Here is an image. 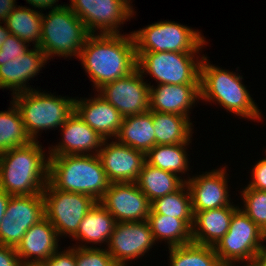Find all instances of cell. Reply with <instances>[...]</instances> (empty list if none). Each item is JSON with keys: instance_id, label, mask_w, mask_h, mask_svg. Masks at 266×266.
<instances>
[{"instance_id": "1", "label": "cell", "mask_w": 266, "mask_h": 266, "mask_svg": "<svg viewBox=\"0 0 266 266\" xmlns=\"http://www.w3.org/2000/svg\"><path fill=\"white\" fill-rule=\"evenodd\" d=\"M77 59L96 93L105 84L124 78L137 69L133 34H90Z\"/></svg>"}, {"instance_id": "2", "label": "cell", "mask_w": 266, "mask_h": 266, "mask_svg": "<svg viewBox=\"0 0 266 266\" xmlns=\"http://www.w3.org/2000/svg\"><path fill=\"white\" fill-rule=\"evenodd\" d=\"M235 71L211 64L207 54H204L200 64V100L206 104H218L228 113L238 116V119L258 123L263 121L264 114L244 85L239 67Z\"/></svg>"}, {"instance_id": "3", "label": "cell", "mask_w": 266, "mask_h": 266, "mask_svg": "<svg viewBox=\"0 0 266 266\" xmlns=\"http://www.w3.org/2000/svg\"><path fill=\"white\" fill-rule=\"evenodd\" d=\"M42 146L40 141H31L25 146L0 154L2 190L10 195H34L43 192L48 183L49 151Z\"/></svg>"}, {"instance_id": "4", "label": "cell", "mask_w": 266, "mask_h": 266, "mask_svg": "<svg viewBox=\"0 0 266 266\" xmlns=\"http://www.w3.org/2000/svg\"><path fill=\"white\" fill-rule=\"evenodd\" d=\"M48 182L64 192L80 193L100 201L110 181L98 155H49Z\"/></svg>"}, {"instance_id": "5", "label": "cell", "mask_w": 266, "mask_h": 266, "mask_svg": "<svg viewBox=\"0 0 266 266\" xmlns=\"http://www.w3.org/2000/svg\"><path fill=\"white\" fill-rule=\"evenodd\" d=\"M11 96L32 141H38L43 131L58 130L75 111V97L42 92L38 87Z\"/></svg>"}, {"instance_id": "6", "label": "cell", "mask_w": 266, "mask_h": 266, "mask_svg": "<svg viewBox=\"0 0 266 266\" xmlns=\"http://www.w3.org/2000/svg\"><path fill=\"white\" fill-rule=\"evenodd\" d=\"M89 35L85 24L68 5L52 8L42 14L39 48L50 61L57 56L77 59Z\"/></svg>"}, {"instance_id": "7", "label": "cell", "mask_w": 266, "mask_h": 266, "mask_svg": "<svg viewBox=\"0 0 266 266\" xmlns=\"http://www.w3.org/2000/svg\"><path fill=\"white\" fill-rule=\"evenodd\" d=\"M132 34L136 52L201 53L209 44L201 30L170 20L157 21Z\"/></svg>"}, {"instance_id": "8", "label": "cell", "mask_w": 266, "mask_h": 266, "mask_svg": "<svg viewBox=\"0 0 266 266\" xmlns=\"http://www.w3.org/2000/svg\"><path fill=\"white\" fill-rule=\"evenodd\" d=\"M201 53L136 52L137 69L159 84H199Z\"/></svg>"}, {"instance_id": "9", "label": "cell", "mask_w": 266, "mask_h": 266, "mask_svg": "<svg viewBox=\"0 0 266 266\" xmlns=\"http://www.w3.org/2000/svg\"><path fill=\"white\" fill-rule=\"evenodd\" d=\"M45 218L55 228L59 238H72L86 213L98 202L85 194L55 189L49 182L43 192Z\"/></svg>"}, {"instance_id": "10", "label": "cell", "mask_w": 266, "mask_h": 266, "mask_svg": "<svg viewBox=\"0 0 266 266\" xmlns=\"http://www.w3.org/2000/svg\"><path fill=\"white\" fill-rule=\"evenodd\" d=\"M70 9L90 34H121L123 24L137 14L131 0H69ZM99 30V31H98Z\"/></svg>"}, {"instance_id": "11", "label": "cell", "mask_w": 266, "mask_h": 266, "mask_svg": "<svg viewBox=\"0 0 266 266\" xmlns=\"http://www.w3.org/2000/svg\"><path fill=\"white\" fill-rule=\"evenodd\" d=\"M264 232L240 209L232 215L228 232L213 247L220 262L251 260L266 247Z\"/></svg>"}, {"instance_id": "12", "label": "cell", "mask_w": 266, "mask_h": 266, "mask_svg": "<svg viewBox=\"0 0 266 266\" xmlns=\"http://www.w3.org/2000/svg\"><path fill=\"white\" fill-rule=\"evenodd\" d=\"M45 218L43 194L12 195L0 224V244L16 248L26 231Z\"/></svg>"}, {"instance_id": "13", "label": "cell", "mask_w": 266, "mask_h": 266, "mask_svg": "<svg viewBox=\"0 0 266 266\" xmlns=\"http://www.w3.org/2000/svg\"><path fill=\"white\" fill-rule=\"evenodd\" d=\"M154 245L157 246L151 226L144 220L117 222L105 248L118 266H129L133 260L135 263L142 259Z\"/></svg>"}, {"instance_id": "14", "label": "cell", "mask_w": 266, "mask_h": 266, "mask_svg": "<svg viewBox=\"0 0 266 266\" xmlns=\"http://www.w3.org/2000/svg\"><path fill=\"white\" fill-rule=\"evenodd\" d=\"M227 168L225 164L217 169L203 171L202 174L199 172V175L192 174L186 181L191 193L193 215L199 211L218 209L234 203L230 197V174Z\"/></svg>"}, {"instance_id": "15", "label": "cell", "mask_w": 266, "mask_h": 266, "mask_svg": "<svg viewBox=\"0 0 266 266\" xmlns=\"http://www.w3.org/2000/svg\"><path fill=\"white\" fill-rule=\"evenodd\" d=\"M136 69L130 75L102 86L97 93L112 104L123 117L149 110L150 84Z\"/></svg>"}, {"instance_id": "16", "label": "cell", "mask_w": 266, "mask_h": 266, "mask_svg": "<svg viewBox=\"0 0 266 266\" xmlns=\"http://www.w3.org/2000/svg\"><path fill=\"white\" fill-rule=\"evenodd\" d=\"M99 203L108 210L116 222L147 220L152 206L136 182L110 183Z\"/></svg>"}, {"instance_id": "17", "label": "cell", "mask_w": 266, "mask_h": 266, "mask_svg": "<svg viewBox=\"0 0 266 266\" xmlns=\"http://www.w3.org/2000/svg\"><path fill=\"white\" fill-rule=\"evenodd\" d=\"M97 155L110 183L136 182L146 162L144 152L116 139L104 140Z\"/></svg>"}, {"instance_id": "18", "label": "cell", "mask_w": 266, "mask_h": 266, "mask_svg": "<svg viewBox=\"0 0 266 266\" xmlns=\"http://www.w3.org/2000/svg\"><path fill=\"white\" fill-rule=\"evenodd\" d=\"M61 141L48 146L49 155H96L103 137L85 123L74 111L62 127Z\"/></svg>"}, {"instance_id": "19", "label": "cell", "mask_w": 266, "mask_h": 266, "mask_svg": "<svg viewBox=\"0 0 266 266\" xmlns=\"http://www.w3.org/2000/svg\"><path fill=\"white\" fill-rule=\"evenodd\" d=\"M149 90V110L177 115H191L200 101L199 84H159L151 85Z\"/></svg>"}, {"instance_id": "20", "label": "cell", "mask_w": 266, "mask_h": 266, "mask_svg": "<svg viewBox=\"0 0 266 266\" xmlns=\"http://www.w3.org/2000/svg\"><path fill=\"white\" fill-rule=\"evenodd\" d=\"M48 62L46 54L39 47H33L25 55L0 65V89H10L11 95L34 89L29 80L37 77Z\"/></svg>"}, {"instance_id": "21", "label": "cell", "mask_w": 266, "mask_h": 266, "mask_svg": "<svg viewBox=\"0 0 266 266\" xmlns=\"http://www.w3.org/2000/svg\"><path fill=\"white\" fill-rule=\"evenodd\" d=\"M75 112L104 140L116 139L122 125L121 113L98 93L92 97H75Z\"/></svg>"}, {"instance_id": "22", "label": "cell", "mask_w": 266, "mask_h": 266, "mask_svg": "<svg viewBox=\"0 0 266 266\" xmlns=\"http://www.w3.org/2000/svg\"><path fill=\"white\" fill-rule=\"evenodd\" d=\"M59 241L55 228L44 218L26 231L15 249L23 266L42 265L60 249Z\"/></svg>"}, {"instance_id": "23", "label": "cell", "mask_w": 266, "mask_h": 266, "mask_svg": "<svg viewBox=\"0 0 266 266\" xmlns=\"http://www.w3.org/2000/svg\"><path fill=\"white\" fill-rule=\"evenodd\" d=\"M116 223L108 210L97 202L82 219L77 233L70 238L73 242L77 241L76 244L72 243V247L97 248L98 245L105 248Z\"/></svg>"}, {"instance_id": "24", "label": "cell", "mask_w": 266, "mask_h": 266, "mask_svg": "<svg viewBox=\"0 0 266 266\" xmlns=\"http://www.w3.org/2000/svg\"><path fill=\"white\" fill-rule=\"evenodd\" d=\"M239 205L196 212L193 216L192 242L214 247L228 232L233 213Z\"/></svg>"}, {"instance_id": "25", "label": "cell", "mask_w": 266, "mask_h": 266, "mask_svg": "<svg viewBox=\"0 0 266 266\" xmlns=\"http://www.w3.org/2000/svg\"><path fill=\"white\" fill-rule=\"evenodd\" d=\"M116 140L146 154L155 146L152 111L123 117Z\"/></svg>"}, {"instance_id": "26", "label": "cell", "mask_w": 266, "mask_h": 266, "mask_svg": "<svg viewBox=\"0 0 266 266\" xmlns=\"http://www.w3.org/2000/svg\"><path fill=\"white\" fill-rule=\"evenodd\" d=\"M193 137L187 143H179L172 145H155L145 154L146 163L183 177L186 182L192 175L189 173L190 156L186 151L192 143ZM189 145V146H188ZM187 174V175H186ZM186 177H184V176Z\"/></svg>"}, {"instance_id": "27", "label": "cell", "mask_w": 266, "mask_h": 266, "mask_svg": "<svg viewBox=\"0 0 266 266\" xmlns=\"http://www.w3.org/2000/svg\"><path fill=\"white\" fill-rule=\"evenodd\" d=\"M155 145L187 143L193 137V123L188 116L152 111Z\"/></svg>"}, {"instance_id": "28", "label": "cell", "mask_w": 266, "mask_h": 266, "mask_svg": "<svg viewBox=\"0 0 266 266\" xmlns=\"http://www.w3.org/2000/svg\"><path fill=\"white\" fill-rule=\"evenodd\" d=\"M186 182L177 174L153 167L146 162L136 180L137 186L151 203L179 190Z\"/></svg>"}, {"instance_id": "29", "label": "cell", "mask_w": 266, "mask_h": 266, "mask_svg": "<svg viewBox=\"0 0 266 266\" xmlns=\"http://www.w3.org/2000/svg\"><path fill=\"white\" fill-rule=\"evenodd\" d=\"M17 5L6 20L8 30L22 41L39 47L42 30V11Z\"/></svg>"}, {"instance_id": "30", "label": "cell", "mask_w": 266, "mask_h": 266, "mask_svg": "<svg viewBox=\"0 0 266 266\" xmlns=\"http://www.w3.org/2000/svg\"><path fill=\"white\" fill-rule=\"evenodd\" d=\"M147 221L157 244L164 243L169 248L192 242V229L182 219L150 213Z\"/></svg>"}, {"instance_id": "31", "label": "cell", "mask_w": 266, "mask_h": 266, "mask_svg": "<svg viewBox=\"0 0 266 266\" xmlns=\"http://www.w3.org/2000/svg\"><path fill=\"white\" fill-rule=\"evenodd\" d=\"M31 141L24 128L21 113L11 99L8 109L0 111V154L25 146Z\"/></svg>"}, {"instance_id": "32", "label": "cell", "mask_w": 266, "mask_h": 266, "mask_svg": "<svg viewBox=\"0 0 266 266\" xmlns=\"http://www.w3.org/2000/svg\"><path fill=\"white\" fill-rule=\"evenodd\" d=\"M168 266H219L220 259L212 246L194 242L168 248Z\"/></svg>"}, {"instance_id": "33", "label": "cell", "mask_w": 266, "mask_h": 266, "mask_svg": "<svg viewBox=\"0 0 266 266\" xmlns=\"http://www.w3.org/2000/svg\"><path fill=\"white\" fill-rule=\"evenodd\" d=\"M151 205L150 213L182 219L192 229L194 215L191 193L186 183L176 192L154 200Z\"/></svg>"}, {"instance_id": "34", "label": "cell", "mask_w": 266, "mask_h": 266, "mask_svg": "<svg viewBox=\"0 0 266 266\" xmlns=\"http://www.w3.org/2000/svg\"><path fill=\"white\" fill-rule=\"evenodd\" d=\"M239 190L242 200L239 208L264 232L266 235V191L248 188L246 185ZM243 202V203H242Z\"/></svg>"}, {"instance_id": "35", "label": "cell", "mask_w": 266, "mask_h": 266, "mask_svg": "<svg viewBox=\"0 0 266 266\" xmlns=\"http://www.w3.org/2000/svg\"><path fill=\"white\" fill-rule=\"evenodd\" d=\"M76 266H118L106 248L75 247Z\"/></svg>"}, {"instance_id": "36", "label": "cell", "mask_w": 266, "mask_h": 266, "mask_svg": "<svg viewBox=\"0 0 266 266\" xmlns=\"http://www.w3.org/2000/svg\"><path fill=\"white\" fill-rule=\"evenodd\" d=\"M32 44L22 41L15 35L10 34L0 47V65H4L9 60L25 55Z\"/></svg>"}, {"instance_id": "37", "label": "cell", "mask_w": 266, "mask_h": 266, "mask_svg": "<svg viewBox=\"0 0 266 266\" xmlns=\"http://www.w3.org/2000/svg\"><path fill=\"white\" fill-rule=\"evenodd\" d=\"M265 157L257 160L254 167L250 171V181L246 186L260 191H266V149L264 150Z\"/></svg>"}, {"instance_id": "38", "label": "cell", "mask_w": 266, "mask_h": 266, "mask_svg": "<svg viewBox=\"0 0 266 266\" xmlns=\"http://www.w3.org/2000/svg\"><path fill=\"white\" fill-rule=\"evenodd\" d=\"M63 248L60 247L42 266H76L75 247Z\"/></svg>"}, {"instance_id": "39", "label": "cell", "mask_w": 266, "mask_h": 266, "mask_svg": "<svg viewBox=\"0 0 266 266\" xmlns=\"http://www.w3.org/2000/svg\"><path fill=\"white\" fill-rule=\"evenodd\" d=\"M0 266H23L14 247L0 244Z\"/></svg>"}, {"instance_id": "40", "label": "cell", "mask_w": 266, "mask_h": 266, "mask_svg": "<svg viewBox=\"0 0 266 266\" xmlns=\"http://www.w3.org/2000/svg\"><path fill=\"white\" fill-rule=\"evenodd\" d=\"M26 2L29 4V7L32 6L37 10H41L42 12H44L46 9L49 10L67 5L63 3L58 4L59 0H26Z\"/></svg>"}, {"instance_id": "41", "label": "cell", "mask_w": 266, "mask_h": 266, "mask_svg": "<svg viewBox=\"0 0 266 266\" xmlns=\"http://www.w3.org/2000/svg\"><path fill=\"white\" fill-rule=\"evenodd\" d=\"M17 0H0V22H6L9 14L17 6Z\"/></svg>"}, {"instance_id": "42", "label": "cell", "mask_w": 266, "mask_h": 266, "mask_svg": "<svg viewBox=\"0 0 266 266\" xmlns=\"http://www.w3.org/2000/svg\"><path fill=\"white\" fill-rule=\"evenodd\" d=\"M11 196L12 195L7 194L4 190L0 188V224L5 215L6 207Z\"/></svg>"}, {"instance_id": "43", "label": "cell", "mask_w": 266, "mask_h": 266, "mask_svg": "<svg viewBox=\"0 0 266 266\" xmlns=\"http://www.w3.org/2000/svg\"><path fill=\"white\" fill-rule=\"evenodd\" d=\"M219 266H257V263H256V259L239 260V261H224V262H220Z\"/></svg>"}, {"instance_id": "44", "label": "cell", "mask_w": 266, "mask_h": 266, "mask_svg": "<svg viewBox=\"0 0 266 266\" xmlns=\"http://www.w3.org/2000/svg\"><path fill=\"white\" fill-rule=\"evenodd\" d=\"M1 24H4L3 26ZM10 31L7 28L6 23L0 22V47L10 35Z\"/></svg>"}, {"instance_id": "45", "label": "cell", "mask_w": 266, "mask_h": 266, "mask_svg": "<svg viewBox=\"0 0 266 266\" xmlns=\"http://www.w3.org/2000/svg\"><path fill=\"white\" fill-rule=\"evenodd\" d=\"M257 266H266V247L256 256Z\"/></svg>"}]
</instances>
